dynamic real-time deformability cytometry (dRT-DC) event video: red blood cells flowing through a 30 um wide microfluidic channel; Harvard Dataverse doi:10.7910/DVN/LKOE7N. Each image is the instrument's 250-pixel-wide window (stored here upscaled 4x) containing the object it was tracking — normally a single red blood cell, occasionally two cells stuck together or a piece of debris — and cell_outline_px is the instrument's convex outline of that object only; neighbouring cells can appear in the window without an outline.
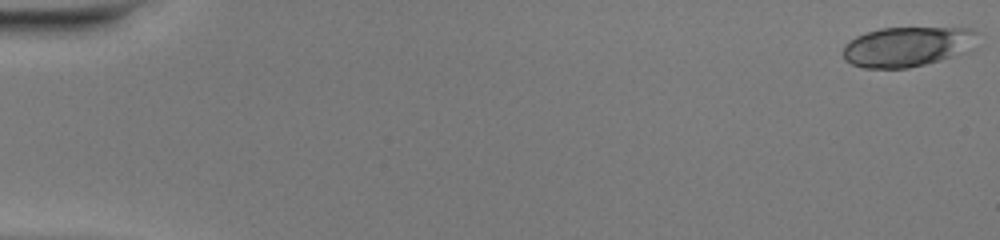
{"species": "common noctule bat (a hibernating species)", "species_latin": "Nyctalus noctula", "temperature_condition": "warm", "stored_images_in_passage": 50, "camera_frame_rate_fps": 3000, "um_per_image_px": 0.085, "animal": {"sex": "female", "body_mass_g": 20.0, "forearm_length_mm": 54.0}, "frame": {"image": 1, "passage_image": 1, "time_ms": 0.0, "image_size_px": [1000, 240], "cell_outline_px": [[984, 44], [968, 52], [940, 60], [908, 68], [864, 68], [852, 64], [844, 60], [840, 52], [844, 44], [848, 40], [856, 36], [880, 28], [972, 28], [976, 32]], "centroid_in_image_um": [77.2, 3.96], "position_along_channel_um": 7.8, "area_um2": 32.19}}